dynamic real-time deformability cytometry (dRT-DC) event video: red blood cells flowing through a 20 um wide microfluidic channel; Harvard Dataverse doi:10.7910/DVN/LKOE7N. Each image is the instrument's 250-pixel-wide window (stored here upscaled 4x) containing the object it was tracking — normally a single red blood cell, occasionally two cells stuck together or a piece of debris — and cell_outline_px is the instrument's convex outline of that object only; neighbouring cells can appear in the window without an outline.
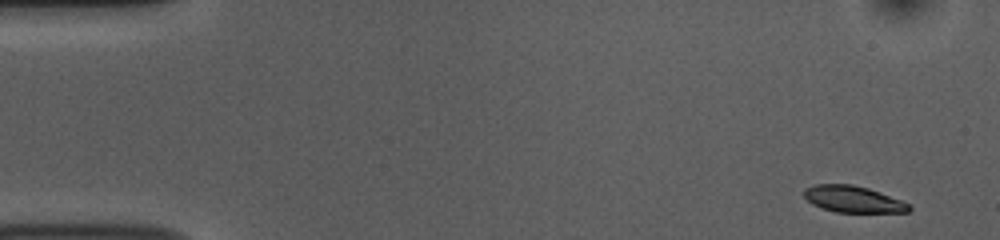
{"species": "common noctule bat (a hibernating species)", "species_latin": "Nyctalus noctula", "temperature_condition": "room temperature", "stored_images_in_passage": 51, "camera_frame_rate_fps": 3000, "um_per_image_px": 0.085, "animal": {"sex": "female", "body_mass_g": 10.0, "forearm_length_mm": 53.1}, "frame": {"image": 1, "passage_image": 1, "time_ms": 0.0, "image_size_px": [1000, 240], "cell_outline_px": [[912, 208], [908, 212], [836, 212], [820, 208], [812, 204], [804, 196], [804, 188], [816, 184], [852, 184], [868, 188], [880, 192], [912, 204]], "centroid_in_image_um": [72.53, 16.93], "position_along_channel_um": 12.5, "area_um2": 16.36}}
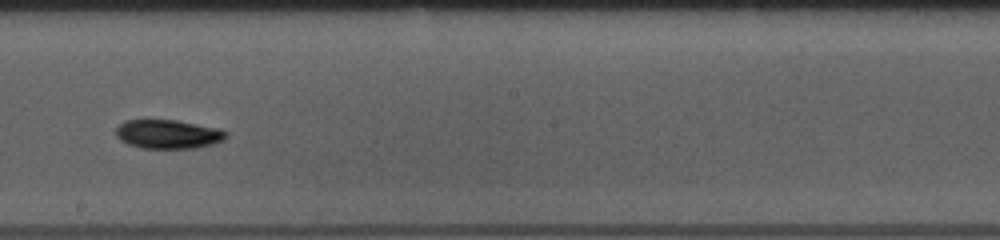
{"frame": {"image": 2, "passage_image": 28, "time_ms": 9.0, "image_size_px": [1000, 240], "cell_outline_px": [[228, 136], [224, 140], [212, 144], [196, 148], [140, 148], [128, 144], [120, 140], [116, 136], [116, 128], [124, 120], [176, 120], [220, 128], [228, 132]], "centroid_in_image_um": [14.31, 11.4], "position_along_channel_um": 233.9, "area_um2": 18.73}}
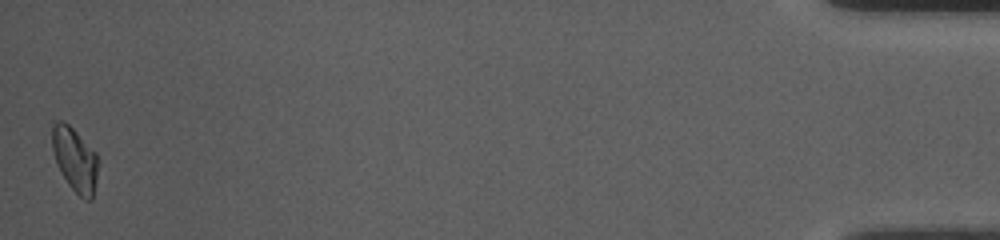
{"frame": {"image": 3, "passage_image": 51, "time_ms": 16.667, "image_size_px": [1000, 240], "cell_outline_px": [[100, 160], [92, 200], [84, 200], [68, 184], [56, 164], [52, 148], [52, 124], [56, 120], [64, 120], [96, 152]], "centroid_in_image_um": [6.38, 13.54], "position_along_channel_um": 428.8, "area_um2": 17.34}, "authors_computed_cell_mechanics": {"area_um2": 17.5134, "velocity_mm_per_s": 3.7394, "shape_relaxation_time_tau1_ms": 2.5656, "shape_relaxation_time_tau2_ms": null, "deformation_change_tau1": 0.1046, "deformation_change_tau2": null}}